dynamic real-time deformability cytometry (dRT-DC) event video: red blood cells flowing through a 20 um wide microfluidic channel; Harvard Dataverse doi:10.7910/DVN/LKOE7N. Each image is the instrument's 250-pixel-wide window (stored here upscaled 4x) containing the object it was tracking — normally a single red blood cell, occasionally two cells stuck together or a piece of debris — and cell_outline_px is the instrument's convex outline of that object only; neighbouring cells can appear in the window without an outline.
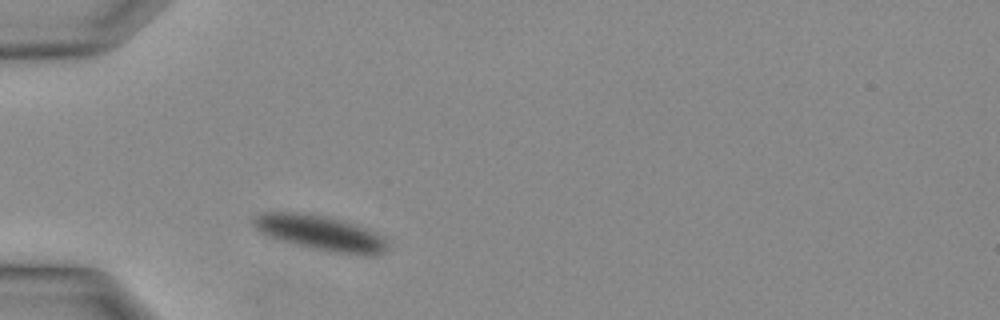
{"species": "Egyptian fruit bat (a non-hibernating species)", "species_latin": "Rousettus aegyptiacus", "temperature_condition": "warm", "stored_images_in_passage": 27, "camera_frame_rate_fps": 3000, "um_per_image_px": 0.085, "animal": {"sex": "female"}, "frame": {"image": 1, "passage_image": 1, "time_ms": 0.0, "image_size_px": [1000, 320], "cell_outline_px": [[384, 252], [376, 256], [372, 256], [332, 252], [268, 236], [260, 232], [252, 224], [252, 220], [256, 216], [264, 212], [312, 212], [328, 216], [364, 228], [380, 236], [384, 240]], "centroid_in_image_um": [27.18, 19.77], "position_along_channel_um": 57.8, "area_um2": 26.65}}
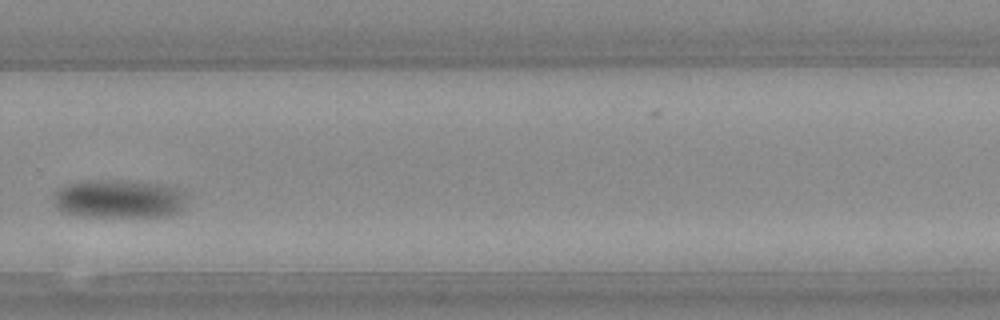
{"frame": {"image": 2, "passage_image": 16, "time_ms": 5.0, "image_size_px": [1000, 320], "cell_outline_px": [[184, 208], [172, 216], [88, 216], [68, 212], [60, 208], [56, 204], [56, 192], [60, 188], [68, 184], [88, 180], [116, 180], [164, 184], [180, 192], [184, 196]], "centroid_in_image_um": [10.16, 16.9], "position_along_channel_um": 319.6, "area_um2": 29.07}}
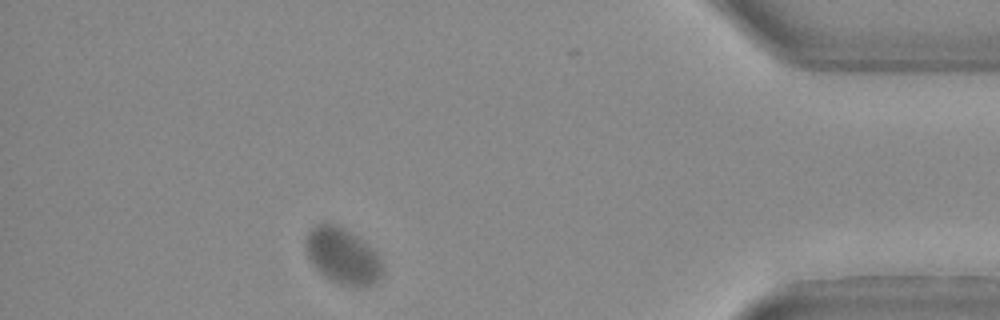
{"frame": {"image": 3, "passage_image": 23, "time_ms": 7.333, "image_size_px": [1000, 320], "cell_outline_px": [[384, 272], [380, 280], [372, 284], [340, 284], [332, 280], [320, 272], [312, 264], [308, 256], [304, 244], [308, 232], [316, 224], [336, 224], [356, 236], [372, 248], [376, 252], [384, 268]], "centroid_in_image_um": [29.12, 21.74], "position_along_channel_um": 406.1, "area_um2": 24.51}}